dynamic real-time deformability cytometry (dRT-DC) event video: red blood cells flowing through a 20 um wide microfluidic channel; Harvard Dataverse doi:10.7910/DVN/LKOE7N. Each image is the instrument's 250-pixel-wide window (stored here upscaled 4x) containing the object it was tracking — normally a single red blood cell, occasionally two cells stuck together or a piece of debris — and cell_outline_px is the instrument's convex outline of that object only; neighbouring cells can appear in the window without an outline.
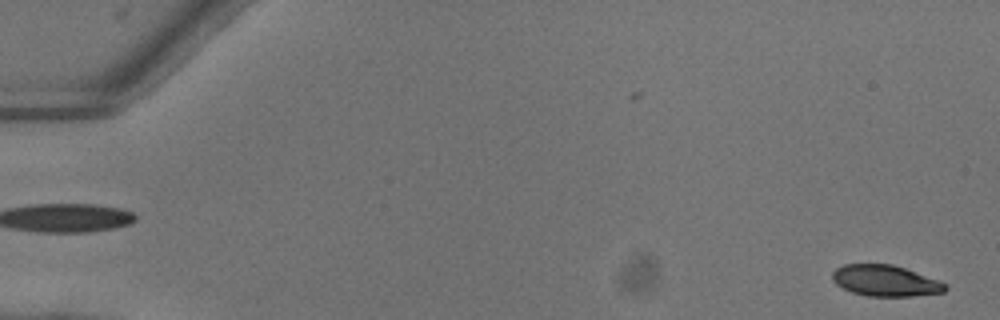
{"species": "common noctule bat (a hibernating species)", "species_latin": "Nyctalus noctula", "temperature_condition": "warm", "stored_images_in_passage": 51, "camera_frame_rate_fps": 3000, "um_per_image_px": 0.085, "animal": {"sex": "female"}, "frame": {"image": 1, "passage_image": 1, "time_ms": 0.0, "image_size_px": [1000, 320], "cell_outline_px": [[948, 288], [944, 292], [912, 296], [868, 296], [852, 292], [836, 284], [832, 280], [832, 272], [836, 268], [844, 264], [892, 264], [940, 280]], "centroid_in_image_um": [75.25, 23.86], "position_along_channel_um": 9.8, "area_um2": 20.4}}
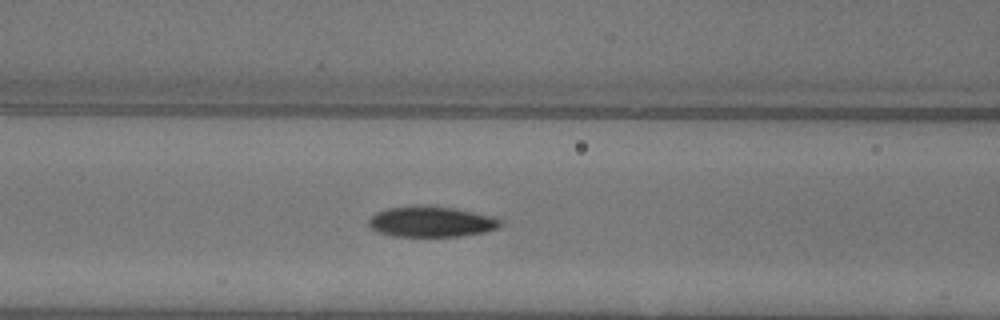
{"frame": {"image": 2, "passage_image": 22, "time_ms": 7.0, "image_size_px": [1000, 320], "cell_outline_px": [[500, 228], [484, 232], [460, 236], [392, 236], [376, 232], [368, 224], [368, 220], [376, 212], [388, 208], [420, 204], [424, 204], [456, 208], [492, 216], [500, 220]], "centroid_in_image_um": [36.63, 18.83], "position_along_channel_um": 130.0, "area_um2": 23.76}}
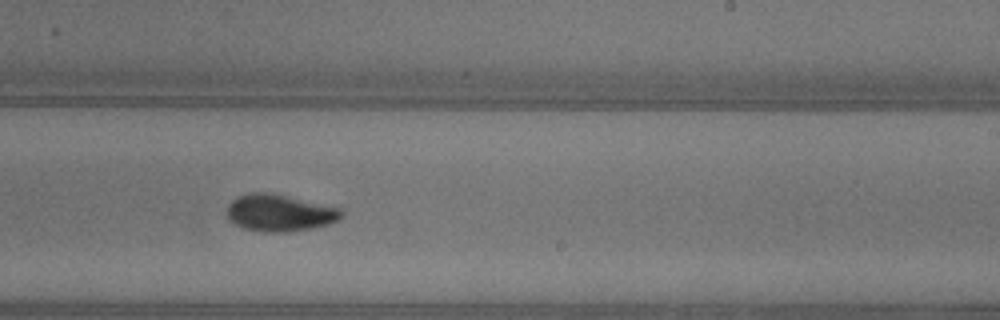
{"frame": {"image": 3, "passage_image": 32, "time_ms": 10.333, "image_size_px": [1000, 320], "cell_outline_px": [[344, 212], [340, 220], [328, 224], [312, 228], [288, 232], [264, 232], [244, 228], [236, 224], [228, 216], [228, 204], [236, 196], [248, 192], [268, 192], [340, 208]], "centroid_in_image_um": [23.77, 18.09], "position_along_channel_um": 265.2, "area_um2": 24.51}, "authors_computed_cell_mechanics": {"area_um2": 22.8888, "velocity_mm_per_s": 4.0704, "shape_relaxation_time_tau1_ms": 3.6732, "shape_relaxation_time_tau2_ms": 1.5356, "deformation_change_tau1": 0.1649, "deformation_change_tau2": 0.0636}}